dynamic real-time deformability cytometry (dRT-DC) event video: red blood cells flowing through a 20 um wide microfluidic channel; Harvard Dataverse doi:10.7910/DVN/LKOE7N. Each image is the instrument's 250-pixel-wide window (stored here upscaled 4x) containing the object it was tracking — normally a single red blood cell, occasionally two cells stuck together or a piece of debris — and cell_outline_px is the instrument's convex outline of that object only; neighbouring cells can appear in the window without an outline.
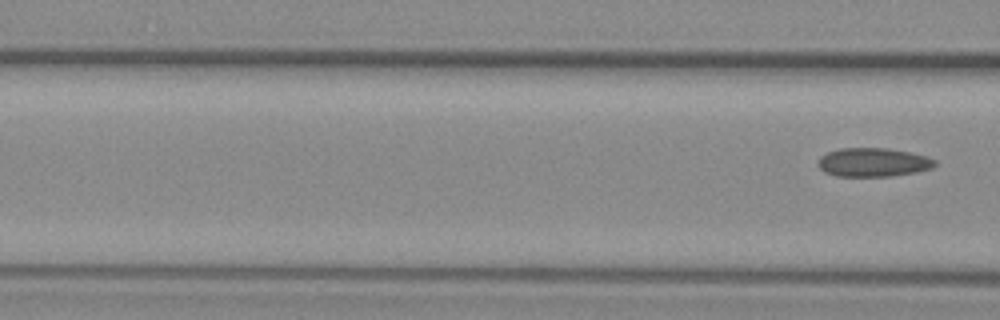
{"species": "common noctule bat (a hibernating species)", "species_latin": "Nyctalus noctula", "temperature_condition": "warm", "stored_images_in_passage": 4, "camera_frame_rate_fps": 3000, "um_per_image_px": 0.085, "animal": {"sex": "female", "body_mass_g": 29.2, "forearm_length_mm": 56.3}, "frame": {"image": 1, "passage_image": 4, "time_ms": 1.0, "image_size_px": [1000, 320], "cell_outline_px": [[936, 164], [932, 168], [916, 172], [892, 176], [836, 176], [824, 172], [816, 164], [820, 156], [828, 152], [840, 148], [888, 148], [912, 152], [928, 156], [936, 160]], "centroid_in_image_um": [74.23, 13.79], "position_along_channel_um": 92.4, "area_um2": 19.83}}